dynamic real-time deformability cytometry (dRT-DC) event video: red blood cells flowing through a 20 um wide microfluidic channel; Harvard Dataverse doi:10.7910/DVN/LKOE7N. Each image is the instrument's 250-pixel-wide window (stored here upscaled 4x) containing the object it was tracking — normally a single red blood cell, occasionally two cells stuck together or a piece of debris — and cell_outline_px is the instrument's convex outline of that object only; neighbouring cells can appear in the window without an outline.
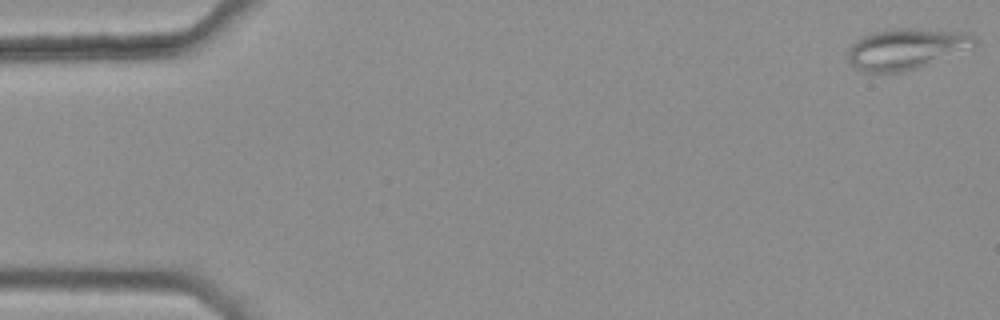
{"species": "common noctule bat (a hibernating species)", "species_latin": "Nyctalus noctula", "temperature_condition": "warm", "stored_images_in_passage": 49, "camera_frame_rate_fps": 3000, "um_per_image_px": 0.085, "animal": {"sex": "female", "body_mass_g": 25.1}, "frame": {"image": 1, "passage_image": 1, "time_ms": 0.0, "image_size_px": [1000, 320], "cell_outline_px": [[976, 44], [920, 68], [900, 72], [860, 72], [848, 60], [848, 48], [860, 36], [872, 32], [896, 28], [920, 28], [972, 32], [976, 40]], "centroid_in_image_um": [77.0, 4.13], "position_along_channel_um": 8.0, "area_um2": 30.35}}
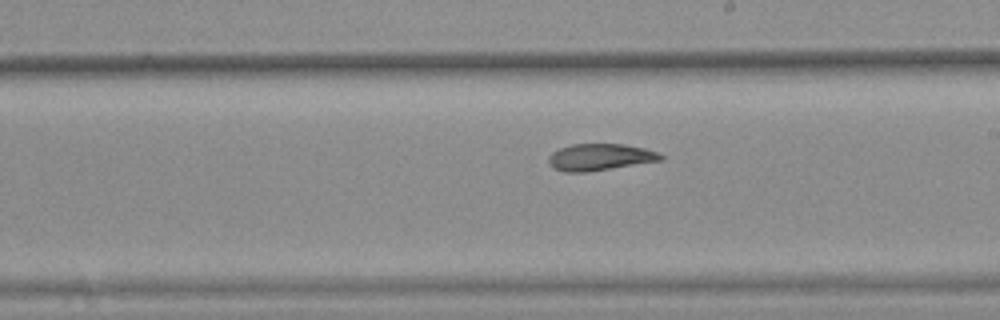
{"frame": {"image": 2, "passage_image": 31, "time_ms": 10.0, "image_size_px": [1000, 320], "cell_outline_px": [[664, 160], [588, 172], [564, 172], [552, 168], [548, 164], [548, 156], [552, 152], [560, 148], [572, 144], [624, 144], [644, 148], [656, 152], [664, 156]], "centroid_in_image_um": [50.97, 13.36], "position_along_channel_um": 238.0, "area_um2": 17.63}}
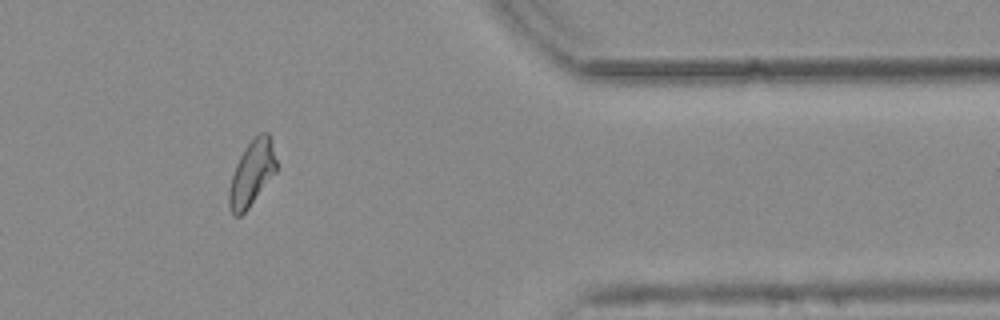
{"frame": {"image": 3, "passage_image": 45, "time_ms": 14.667, "image_size_px": [1000, 320], "cell_outline_px": [[276, 172], [248, 208], [240, 216], [232, 216], [228, 204], [228, 192], [232, 176], [236, 164], [244, 148], [252, 136], [260, 132], [268, 132], [276, 160]], "centroid_in_image_um": [21.38, 14.72], "position_along_channel_um": 390.0, "area_um2": 17.98}, "authors_computed_cell_mechanics": {"area_um2": 18.6694, "velocity_mm_per_s": 3.7424, "shape_relaxation_time_tau1_ms": null, "shape_relaxation_time_tau2_ms": 3.2349, "deformation_change_tau1": null, "deformation_change_tau2": 0.0894}}